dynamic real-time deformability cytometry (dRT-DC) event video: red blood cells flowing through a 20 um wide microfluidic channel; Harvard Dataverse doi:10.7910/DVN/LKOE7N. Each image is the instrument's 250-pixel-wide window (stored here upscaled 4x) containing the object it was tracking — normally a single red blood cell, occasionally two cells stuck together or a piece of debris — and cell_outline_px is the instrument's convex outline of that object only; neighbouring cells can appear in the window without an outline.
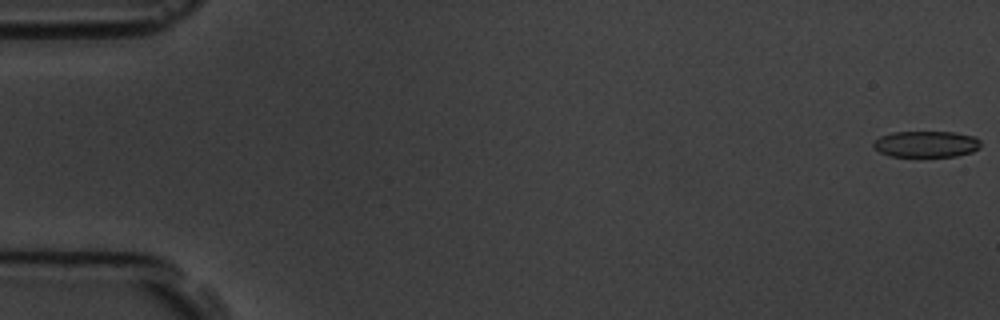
{"species": "common noctule bat (a hibernating species)", "species_latin": "Nyctalus noctula", "temperature_condition": "room temperature", "stored_images_in_passage": 9, "camera_frame_rate_fps": 3000, "um_per_image_px": 0.085, "animal": {"sex": "male", "body_mass_g": 19.5, "forearm_length_mm": 54.6}, "frame": {"image": 1, "passage_image": 1, "time_ms": 0.0, "image_size_px": [1000, 320], "cell_outline_px": [[980, 148], [972, 152], [956, 156], [888, 156], [880, 152], [872, 144], [880, 136], [892, 132], [956, 132], [976, 136], [980, 140]], "centroid_in_image_um": [78.77, 12.24], "position_along_channel_um": 6.2, "area_um2": 16.47}}
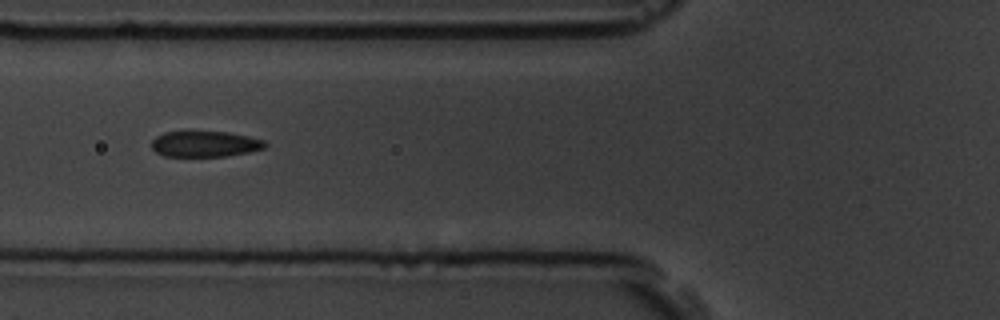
{"frame": {"image": 2, "passage_image": 7, "time_ms": 7.0, "image_size_px": [1000, 320], "cell_outline_px": [[268, 144], [264, 148], [248, 152], [224, 156], [164, 156], [156, 152], [152, 148], [152, 140], [156, 136], [164, 132], [228, 132], [248, 136], [264, 140]], "centroid_in_image_um": [17.42, 12.24], "position_along_channel_um": 108.4, "area_um2": 16.94}}
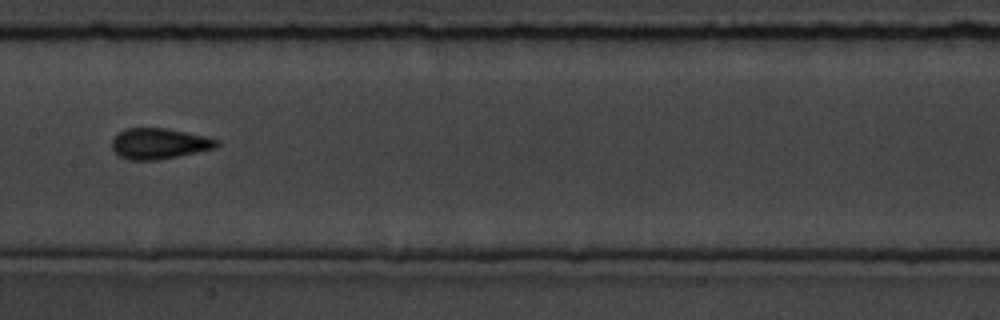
{"frame": {"image": 3, "passage_image": 9, "time_ms": 9.333, "image_size_px": [1000, 320], "cell_outline_px": [[220, 144], [216, 148], [156, 160], [128, 160], [120, 156], [112, 148], [112, 140], [116, 132], [124, 128], [168, 128], [204, 136], [220, 140]], "centroid_in_image_um": [13.51, 12.19], "position_along_channel_um": 193.9, "area_um2": 18.84}}